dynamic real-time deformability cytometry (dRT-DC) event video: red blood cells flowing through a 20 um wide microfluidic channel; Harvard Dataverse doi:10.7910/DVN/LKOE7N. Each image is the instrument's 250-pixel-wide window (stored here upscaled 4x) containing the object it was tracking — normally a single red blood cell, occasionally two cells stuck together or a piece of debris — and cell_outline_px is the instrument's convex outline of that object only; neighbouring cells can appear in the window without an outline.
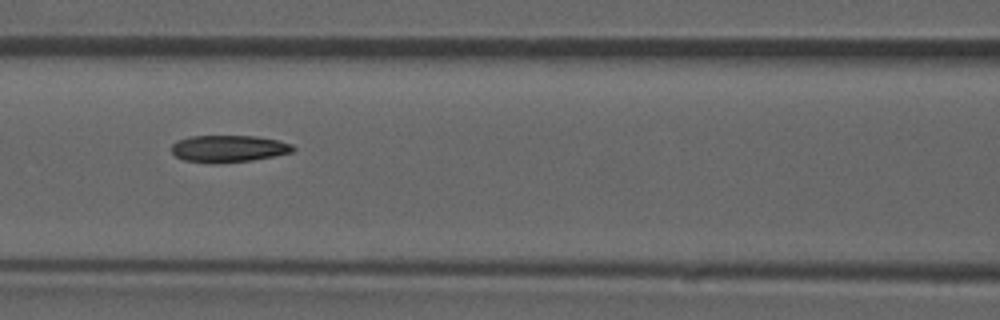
{"species": "common noctule bat (a hibernating species)", "species_latin": "Nyctalus noctula", "temperature_condition": "room temperature", "stored_images_in_passage": 52, "camera_frame_rate_fps": 3000, "um_per_image_px": 0.085, "animal": {"sex": "male", "forearm_length_mm": 52.5}, "frame": {"image": 1, "passage_image": 23, "time_ms": 7.333, "image_size_px": [1000, 320], "cell_outline_px": [[296, 152], [252, 160], [216, 164], [212, 164], [184, 160], [176, 156], [172, 152], [172, 144], [176, 140], [188, 136], [256, 136], [276, 140], [292, 144], [296, 148]], "centroid_in_image_um": [19.43, 12.64], "position_along_channel_um": 147.2, "area_um2": 19.36}, "authors_computed_cell_mechanics": {"area_um2": 19.9121, "velocity_mm_per_s": 3.9301, "shape_relaxation_time_tau1_ms": 7.2095, "shape_relaxation_time_tau2_ms": 5.1613, "deformation_change_tau1": 0.1826, "deformation_change_tau2": 0.1338}}